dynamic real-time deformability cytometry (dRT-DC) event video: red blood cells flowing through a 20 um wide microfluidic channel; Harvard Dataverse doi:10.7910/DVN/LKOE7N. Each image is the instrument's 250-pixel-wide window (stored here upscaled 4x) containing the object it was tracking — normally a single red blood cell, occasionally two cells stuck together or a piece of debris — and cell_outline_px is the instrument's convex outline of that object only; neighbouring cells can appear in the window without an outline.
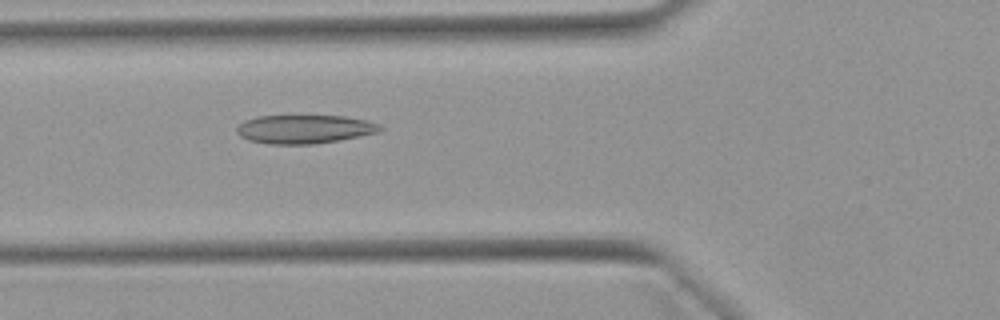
{"species": "Egyptian fruit bat (a non-hibernating species)", "species_latin": "Rousettus aegyptiacus", "temperature_condition": "warm", "stored_images_in_passage": 52, "camera_frame_rate_fps": 3000, "um_per_image_px": 0.085, "animal": {"sex": "female"}, "frame": {"image": 1, "passage_image": 19, "time_ms": 6.0, "image_size_px": [1000, 320], "cell_outline_px": [[384, 128], [380, 132], [340, 140], [312, 144], [268, 144], [248, 140], [240, 136], [236, 132], [236, 128], [244, 120], [256, 116], [344, 116], [368, 120], [380, 124]], "centroid_in_image_um": [25.89, 10.98], "position_along_channel_um": 99.9, "area_um2": 24.1}}
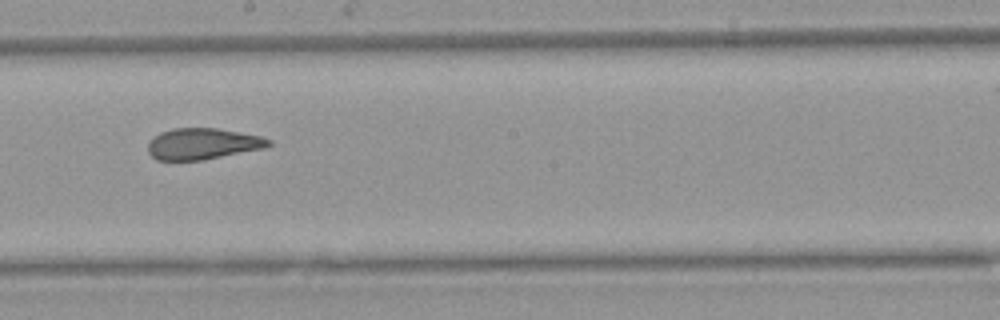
{"frame": {"image": 2, "passage_image": 29, "time_ms": 9.333, "image_size_px": [1000, 320], "cell_outline_px": [[272, 144], [264, 148], [204, 160], [156, 160], [148, 152], [148, 144], [160, 132], [172, 128], [216, 128], [260, 136], [272, 140]], "centroid_in_image_um": [17.24, 12.23], "position_along_channel_um": 231.0, "area_um2": 21.85}}
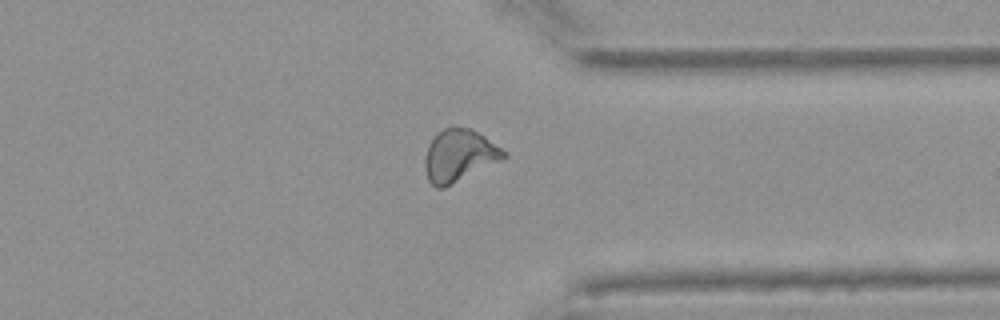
{"frame": {"image": 3, "passage_image": 40, "time_ms": 13.0, "image_size_px": [1000, 320], "cell_outline_px": [[508, 156], [504, 160], [444, 188], [436, 188], [428, 180], [424, 168], [424, 156], [428, 144], [436, 132], [452, 124], [472, 128], [484, 136], [500, 148]], "centroid_in_image_um": [39.0, 13.2], "position_along_channel_um": 372.4, "area_um2": 24.57}, "authors_computed_cell_mechanics": {"area_um2": 24.1315, "velocity_mm_per_s": 3.9395, "shape_relaxation_time_tau1_ms": null, "shape_relaxation_time_tau2_ms": 1.7319, "deformation_change_tau1": null, "deformation_change_tau2": 0.1006}}